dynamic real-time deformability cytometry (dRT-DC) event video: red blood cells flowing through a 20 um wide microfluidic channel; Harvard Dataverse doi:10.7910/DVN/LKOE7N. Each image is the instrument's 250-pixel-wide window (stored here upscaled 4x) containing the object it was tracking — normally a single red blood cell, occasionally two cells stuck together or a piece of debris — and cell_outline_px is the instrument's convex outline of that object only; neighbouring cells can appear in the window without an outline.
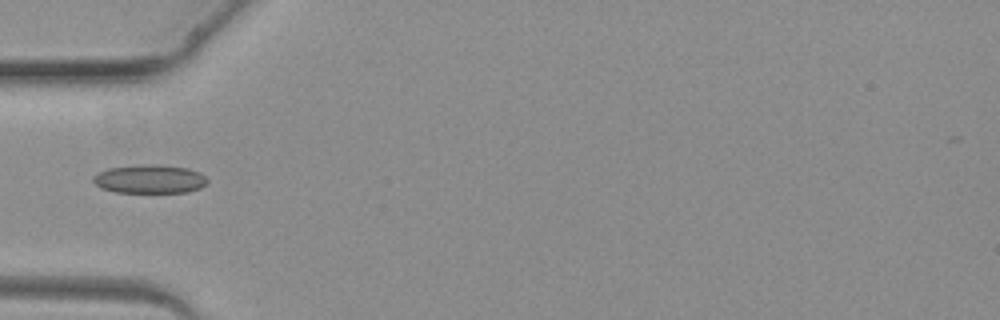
{"species": "common noctule bat (a hibernating species)", "species_latin": "Nyctalus noctula", "temperature_condition": "warm", "stored_images_in_passage": 3, "camera_frame_rate_fps": 3000, "um_per_image_px": 0.085, "animal": {"sex": "female", "body_mass_g": 19.3, "forearm_length_mm": 54.1}, "frame": {"image": 1, "passage_image": 3, "time_ms": 2.667, "image_size_px": [1000, 320], "cell_outline_px": [[208, 180], [200, 188], [188, 192], [116, 192], [100, 188], [92, 180], [92, 176], [96, 172], [108, 168], [144, 164], [160, 164], [188, 168], [200, 172]], "centroid_in_image_um": [12.69, 15.21], "position_along_channel_um": 72.3, "area_um2": 19.19}}